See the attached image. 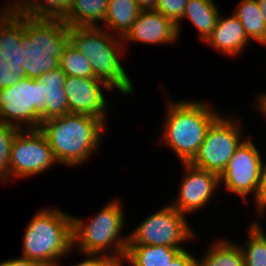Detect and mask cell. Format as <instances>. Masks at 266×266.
Masks as SVG:
<instances>
[{"label": "cell", "mask_w": 266, "mask_h": 266, "mask_svg": "<svg viewBox=\"0 0 266 266\" xmlns=\"http://www.w3.org/2000/svg\"><path fill=\"white\" fill-rule=\"evenodd\" d=\"M165 98L166 115L156 145L166 146L180 163H189L203 143L207 129L222 113L207 100L174 101L169 95Z\"/></svg>", "instance_id": "cell-1"}, {"label": "cell", "mask_w": 266, "mask_h": 266, "mask_svg": "<svg viewBox=\"0 0 266 266\" xmlns=\"http://www.w3.org/2000/svg\"><path fill=\"white\" fill-rule=\"evenodd\" d=\"M106 127L93 116L69 113L42 121L39 130L46 137L58 163L75 169L87 164L95 154L100 155Z\"/></svg>", "instance_id": "cell-2"}, {"label": "cell", "mask_w": 266, "mask_h": 266, "mask_svg": "<svg viewBox=\"0 0 266 266\" xmlns=\"http://www.w3.org/2000/svg\"><path fill=\"white\" fill-rule=\"evenodd\" d=\"M69 41L90 61L96 79L113 92L116 89L126 96H134L133 81L122 64L127 52L122 38L102 27H69Z\"/></svg>", "instance_id": "cell-3"}, {"label": "cell", "mask_w": 266, "mask_h": 266, "mask_svg": "<svg viewBox=\"0 0 266 266\" xmlns=\"http://www.w3.org/2000/svg\"><path fill=\"white\" fill-rule=\"evenodd\" d=\"M119 198L108 200L89 221L72 215V249L78 253L102 254L122 263L128 244L127 217ZM76 248V249H75Z\"/></svg>", "instance_id": "cell-4"}, {"label": "cell", "mask_w": 266, "mask_h": 266, "mask_svg": "<svg viewBox=\"0 0 266 266\" xmlns=\"http://www.w3.org/2000/svg\"><path fill=\"white\" fill-rule=\"evenodd\" d=\"M21 257L42 266H62L72 249V214L58 207L38 209L26 224Z\"/></svg>", "instance_id": "cell-5"}, {"label": "cell", "mask_w": 266, "mask_h": 266, "mask_svg": "<svg viewBox=\"0 0 266 266\" xmlns=\"http://www.w3.org/2000/svg\"><path fill=\"white\" fill-rule=\"evenodd\" d=\"M69 41V27L62 19H36L24 16L21 36L23 69L26 77L38 79L59 67L64 47Z\"/></svg>", "instance_id": "cell-6"}, {"label": "cell", "mask_w": 266, "mask_h": 266, "mask_svg": "<svg viewBox=\"0 0 266 266\" xmlns=\"http://www.w3.org/2000/svg\"><path fill=\"white\" fill-rule=\"evenodd\" d=\"M159 208L127 232V245L183 247L187 241L199 239L187 220L189 216L180 213L169 202Z\"/></svg>", "instance_id": "cell-7"}, {"label": "cell", "mask_w": 266, "mask_h": 266, "mask_svg": "<svg viewBox=\"0 0 266 266\" xmlns=\"http://www.w3.org/2000/svg\"><path fill=\"white\" fill-rule=\"evenodd\" d=\"M242 123L239 117L222 113L207 129L203 143L189 163L220 176L235 150L246 139Z\"/></svg>", "instance_id": "cell-8"}, {"label": "cell", "mask_w": 266, "mask_h": 266, "mask_svg": "<svg viewBox=\"0 0 266 266\" xmlns=\"http://www.w3.org/2000/svg\"><path fill=\"white\" fill-rule=\"evenodd\" d=\"M44 83L23 77L0 90V121L19 130L39 129L45 106Z\"/></svg>", "instance_id": "cell-9"}, {"label": "cell", "mask_w": 266, "mask_h": 266, "mask_svg": "<svg viewBox=\"0 0 266 266\" xmlns=\"http://www.w3.org/2000/svg\"><path fill=\"white\" fill-rule=\"evenodd\" d=\"M250 137V138H249ZM246 138L231 156L226 169L219 176L220 188L224 187L231 194L241 197L244 205L251 198L254 206L255 217H258V190L260 186L261 168L263 156L252 141V137ZM222 186V187H221ZM250 196V197H249ZM250 198V200H249Z\"/></svg>", "instance_id": "cell-10"}, {"label": "cell", "mask_w": 266, "mask_h": 266, "mask_svg": "<svg viewBox=\"0 0 266 266\" xmlns=\"http://www.w3.org/2000/svg\"><path fill=\"white\" fill-rule=\"evenodd\" d=\"M56 164L54 152L39 129L16 132L10 144L9 184L46 173Z\"/></svg>", "instance_id": "cell-11"}, {"label": "cell", "mask_w": 266, "mask_h": 266, "mask_svg": "<svg viewBox=\"0 0 266 266\" xmlns=\"http://www.w3.org/2000/svg\"><path fill=\"white\" fill-rule=\"evenodd\" d=\"M7 2L0 6V90L26 77L23 69L25 47L21 44L24 16L11 9L10 0Z\"/></svg>", "instance_id": "cell-12"}, {"label": "cell", "mask_w": 266, "mask_h": 266, "mask_svg": "<svg viewBox=\"0 0 266 266\" xmlns=\"http://www.w3.org/2000/svg\"><path fill=\"white\" fill-rule=\"evenodd\" d=\"M183 175L181 183L178 184V192L176 198L168 202L180 213L184 215L196 214L197 211L212 202L216 197L215 194L220 188L219 175L210 171H206L190 163H180Z\"/></svg>", "instance_id": "cell-13"}, {"label": "cell", "mask_w": 266, "mask_h": 266, "mask_svg": "<svg viewBox=\"0 0 266 266\" xmlns=\"http://www.w3.org/2000/svg\"><path fill=\"white\" fill-rule=\"evenodd\" d=\"M64 89L71 114L90 115L100 119L107 126L109 117L106 116L112 104L103 92L113 91L104 82L96 78L67 76Z\"/></svg>", "instance_id": "cell-14"}, {"label": "cell", "mask_w": 266, "mask_h": 266, "mask_svg": "<svg viewBox=\"0 0 266 266\" xmlns=\"http://www.w3.org/2000/svg\"><path fill=\"white\" fill-rule=\"evenodd\" d=\"M179 39L176 25L154 9L142 10L123 38L124 49L130 44L166 45L177 44ZM137 42V43H136Z\"/></svg>", "instance_id": "cell-15"}, {"label": "cell", "mask_w": 266, "mask_h": 266, "mask_svg": "<svg viewBox=\"0 0 266 266\" xmlns=\"http://www.w3.org/2000/svg\"><path fill=\"white\" fill-rule=\"evenodd\" d=\"M251 41L247 37L241 21L232 15L219 14L215 28L204 44L230 58L241 57ZM239 55V56H238ZM237 56V57H236Z\"/></svg>", "instance_id": "cell-16"}, {"label": "cell", "mask_w": 266, "mask_h": 266, "mask_svg": "<svg viewBox=\"0 0 266 266\" xmlns=\"http://www.w3.org/2000/svg\"><path fill=\"white\" fill-rule=\"evenodd\" d=\"M220 13L214 0H188L182 20L176 25L179 39L182 22L187 20L198 31L199 40L205 42L215 28Z\"/></svg>", "instance_id": "cell-17"}, {"label": "cell", "mask_w": 266, "mask_h": 266, "mask_svg": "<svg viewBox=\"0 0 266 266\" xmlns=\"http://www.w3.org/2000/svg\"><path fill=\"white\" fill-rule=\"evenodd\" d=\"M67 75L58 67L50 70L38 79L44 83L45 106L41 111V122L52 117L69 114L67 97L64 89Z\"/></svg>", "instance_id": "cell-18"}, {"label": "cell", "mask_w": 266, "mask_h": 266, "mask_svg": "<svg viewBox=\"0 0 266 266\" xmlns=\"http://www.w3.org/2000/svg\"><path fill=\"white\" fill-rule=\"evenodd\" d=\"M184 249L186 248L164 245H127L120 266H167Z\"/></svg>", "instance_id": "cell-19"}, {"label": "cell", "mask_w": 266, "mask_h": 266, "mask_svg": "<svg viewBox=\"0 0 266 266\" xmlns=\"http://www.w3.org/2000/svg\"><path fill=\"white\" fill-rule=\"evenodd\" d=\"M141 11L135 0H108L105 21L100 27L123 39Z\"/></svg>", "instance_id": "cell-20"}, {"label": "cell", "mask_w": 266, "mask_h": 266, "mask_svg": "<svg viewBox=\"0 0 266 266\" xmlns=\"http://www.w3.org/2000/svg\"><path fill=\"white\" fill-rule=\"evenodd\" d=\"M73 0H10L11 9L36 19H64L72 9Z\"/></svg>", "instance_id": "cell-21"}, {"label": "cell", "mask_w": 266, "mask_h": 266, "mask_svg": "<svg viewBox=\"0 0 266 266\" xmlns=\"http://www.w3.org/2000/svg\"><path fill=\"white\" fill-rule=\"evenodd\" d=\"M220 237L209 242L204 254L198 258V266H244L243 252L238 242L226 236Z\"/></svg>", "instance_id": "cell-22"}, {"label": "cell", "mask_w": 266, "mask_h": 266, "mask_svg": "<svg viewBox=\"0 0 266 266\" xmlns=\"http://www.w3.org/2000/svg\"><path fill=\"white\" fill-rule=\"evenodd\" d=\"M107 9L108 0H73L72 9L63 21L68 27H100Z\"/></svg>", "instance_id": "cell-23"}, {"label": "cell", "mask_w": 266, "mask_h": 266, "mask_svg": "<svg viewBox=\"0 0 266 266\" xmlns=\"http://www.w3.org/2000/svg\"><path fill=\"white\" fill-rule=\"evenodd\" d=\"M260 218H253L247 227L246 240L238 243L244 256V266H266V231ZM262 225V226H261Z\"/></svg>", "instance_id": "cell-24"}, {"label": "cell", "mask_w": 266, "mask_h": 266, "mask_svg": "<svg viewBox=\"0 0 266 266\" xmlns=\"http://www.w3.org/2000/svg\"><path fill=\"white\" fill-rule=\"evenodd\" d=\"M233 14L241 21L244 31L251 42L259 45L265 38L263 13L256 0H240Z\"/></svg>", "instance_id": "cell-25"}, {"label": "cell", "mask_w": 266, "mask_h": 266, "mask_svg": "<svg viewBox=\"0 0 266 266\" xmlns=\"http://www.w3.org/2000/svg\"><path fill=\"white\" fill-rule=\"evenodd\" d=\"M59 67L67 76L95 78L90 61L70 41L63 49Z\"/></svg>", "instance_id": "cell-26"}, {"label": "cell", "mask_w": 266, "mask_h": 266, "mask_svg": "<svg viewBox=\"0 0 266 266\" xmlns=\"http://www.w3.org/2000/svg\"><path fill=\"white\" fill-rule=\"evenodd\" d=\"M18 130L0 121V183L4 182L3 184H9L10 144Z\"/></svg>", "instance_id": "cell-27"}, {"label": "cell", "mask_w": 266, "mask_h": 266, "mask_svg": "<svg viewBox=\"0 0 266 266\" xmlns=\"http://www.w3.org/2000/svg\"><path fill=\"white\" fill-rule=\"evenodd\" d=\"M187 2L188 0H157L154 10L177 25L182 20Z\"/></svg>", "instance_id": "cell-28"}, {"label": "cell", "mask_w": 266, "mask_h": 266, "mask_svg": "<svg viewBox=\"0 0 266 266\" xmlns=\"http://www.w3.org/2000/svg\"><path fill=\"white\" fill-rule=\"evenodd\" d=\"M83 258L82 261L70 266H120L116 260L102 254L83 253Z\"/></svg>", "instance_id": "cell-29"}, {"label": "cell", "mask_w": 266, "mask_h": 266, "mask_svg": "<svg viewBox=\"0 0 266 266\" xmlns=\"http://www.w3.org/2000/svg\"><path fill=\"white\" fill-rule=\"evenodd\" d=\"M260 186L258 190V218L266 217V160H262Z\"/></svg>", "instance_id": "cell-30"}, {"label": "cell", "mask_w": 266, "mask_h": 266, "mask_svg": "<svg viewBox=\"0 0 266 266\" xmlns=\"http://www.w3.org/2000/svg\"><path fill=\"white\" fill-rule=\"evenodd\" d=\"M190 250H182L175 259L170 262L167 266H198V257L189 252Z\"/></svg>", "instance_id": "cell-31"}, {"label": "cell", "mask_w": 266, "mask_h": 266, "mask_svg": "<svg viewBox=\"0 0 266 266\" xmlns=\"http://www.w3.org/2000/svg\"><path fill=\"white\" fill-rule=\"evenodd\" d=\"M0 266H42L40 263L19 256L14 259L0 261Z\"/></svg>", "instance_id": "cell-32"}, {"label": "cell", "mask_w": 266, "mask_h": 266, "mask_svg": "<svg viewBox=\"0 0 266 266\" xmlns=\"http://www.w3.org/2000/svg\"><path fill=\"white\" fill-rule=\"evenodd\" d=\"M257 94L255 102L252 103V108L255 110L257 109V112H259L263 117L265 118L266 121V91H260ZM259 110V111H258Z\"/></svg>", "instance_id": "cell-33"}, {"label": "cell", "mask_w": 266, "mask_h": 266, "mask_svg": "<svg viewBox=\"0 0 266 266\" xmlns=\"http://www.w3.org/2000/svg\"><path fill=\"white\" fill-rule=\"evenodd\" d=\"M138 6L142 10L154 9L157 3V0H135Z\"/></svg>", "instance_id": "cell-34"}, {"label": "cell", "mask_w": 266, "mask_h": 266, "mask_svg": "<svg viewBox=\"0 0 266 266\" xmlns=\"http://www.w3.org/2000/svg\"><path fill=\"white\" fill-rule=\"evenodd\" d=\"M256 1L263 13V19H264L263 22L265 24V38L260 44L263 45V47H265L266 46V0H256Z\"/></svg>", "instance_id": "cell-35"}]
</instances>
